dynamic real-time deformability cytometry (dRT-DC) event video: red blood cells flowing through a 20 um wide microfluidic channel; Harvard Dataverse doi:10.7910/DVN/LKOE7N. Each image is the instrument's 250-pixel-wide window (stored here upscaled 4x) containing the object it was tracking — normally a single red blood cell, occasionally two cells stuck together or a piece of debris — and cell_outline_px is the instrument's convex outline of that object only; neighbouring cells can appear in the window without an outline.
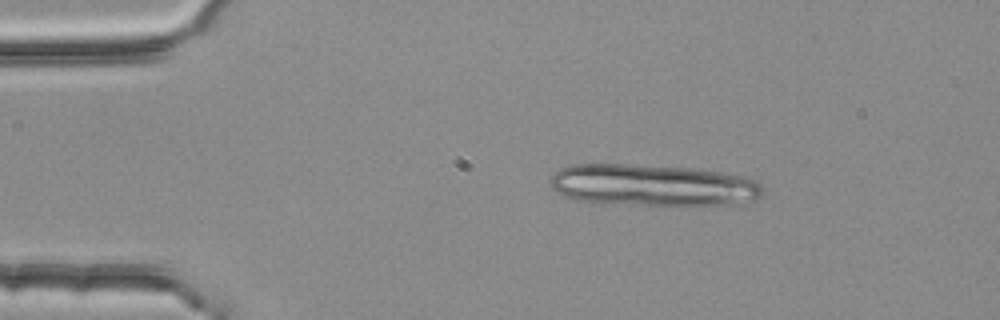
{"species": "common noctule bat (a hibernating species)", "species_latin": "Nyctalus noctula", "temperature_condition": "room temperature", "stored_images_in_passage": 3, "segment_of_instrument_passage": [1, 2], "camera_frame_rate_fps": 3000, "um_per_image_px": 0.085, "animal": {"sex": "female", "body_mass_g": 25.1}, "frame": {"image": 1, "passage_image": 1, "time_ms": 0.0, "image_size_px": [1000, 320], "cell_outline_px": [[764, 192], [756, 200], [744, 204], [644, 204], [576, 200], [556, 192], [552, 188], [552, 176], [560, 168], [572, 164], [628, 164], [692, 168], [720, 172], [744, 176], [756, 180], [764, 188]], "centroid_in_image_um": [55.56, 15.72], "position_along_channel_um": 29.4, "area_um2": 51.21}}